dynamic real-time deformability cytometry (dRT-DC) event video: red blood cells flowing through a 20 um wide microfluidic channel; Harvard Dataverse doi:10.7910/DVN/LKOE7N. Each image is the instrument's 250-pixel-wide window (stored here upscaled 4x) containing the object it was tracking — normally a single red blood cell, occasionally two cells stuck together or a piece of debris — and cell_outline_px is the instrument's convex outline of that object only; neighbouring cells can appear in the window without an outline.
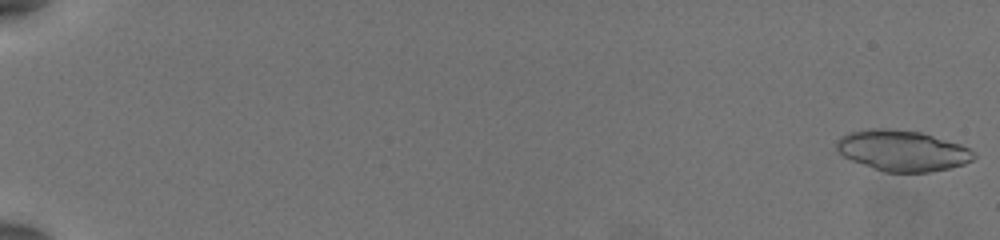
{"species": "common noctule bat (a hibernating species)", "species_latin": "Nyctalus noctula", "temperature_condition": "warm", "stored_images_in_passage": 29, "camera_frame_rate_fps": 3000, "um_per_image_px": 0.085, "animal": {"sex": "female", "body_mass_g": 19.5, "forearm_length_mm": 54.1}, "frame": {"image": 1, "passage_image": 1, "time_ms": 0.0, "image_size_px": [1000, 240], "cell_outline_px": [[976, 156], [972, 160], [964, 164], [948, 168], [928, 172], [884, 172], [852, 160], [844, 156], [836, 148], [836, 140], [840, 136], [848, 132], [868, 128], [888, 128], [920, 132], [960, 144], [976, 152]], "centroid_in_image_um": [76.68, 12.79], "position_along_channel_um": 8.3, "area_um2": 32.6}}
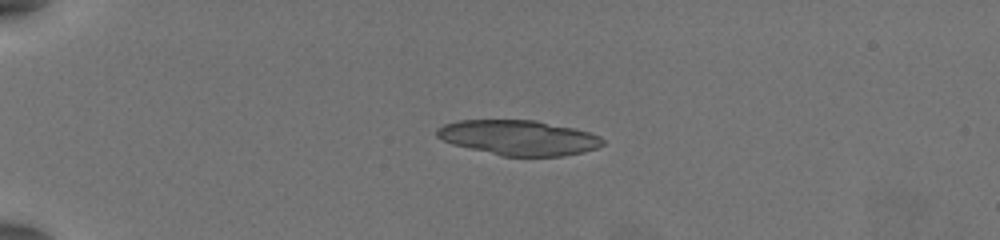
{"frame": {"image": 2, "passage_image": 15, "time_ms": 4.667, "image_size_px": [1000, 240], "cell_outline_px": [[604, 144], [596, 148], [584, 152], [564, 156], [504, 156], [452, 144], [436, 136], [436, 128], [444, 124], [460, 120], [536, 120], [576, 128], [600, 136], [604, 140]], "centroid_in_image_um": [44.11, 11.7], "position_along_channel_um": 40.9, "area_um2": 33.87}}